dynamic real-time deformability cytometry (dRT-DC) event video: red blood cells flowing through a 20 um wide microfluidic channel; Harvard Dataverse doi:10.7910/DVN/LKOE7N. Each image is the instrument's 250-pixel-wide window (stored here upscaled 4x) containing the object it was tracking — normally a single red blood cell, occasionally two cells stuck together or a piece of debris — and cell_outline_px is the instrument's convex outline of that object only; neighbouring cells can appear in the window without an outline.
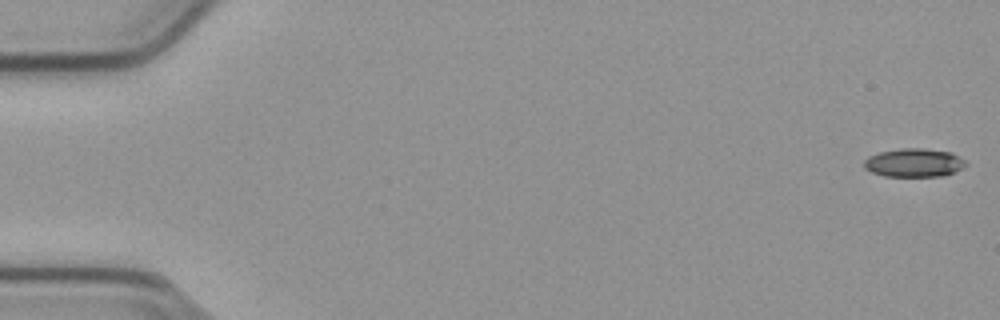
{"species": "common noctule bat (a hibernating species)", "species_latin": "Nyctalus noctula", "temperature_condition": "cold", "stored_images_in_passage": 55, "camera_frame_rate_fps": 3000, "um_per_image_px": 0.085, "animal": {"sex": "male", "body_mass_g": 23.1, "forearm_length_mm": 52.7}, "frame": {"image": 1, "passage_image": 1, "time_ms": 0.0, "image_size_px": [1000, 320], "cell_outline_px": [[968, 164], [944, 176], [884, 176], [872, 172], [864, 168], [864, 160], [868, 156], [880, 152], [900, 148], [920, 148], [952, 152], [964, 160]], "centroid_in_image_um": [77.66, 13.83], "position_along_channel_um": 7.3, "area_um2": 16.82}}
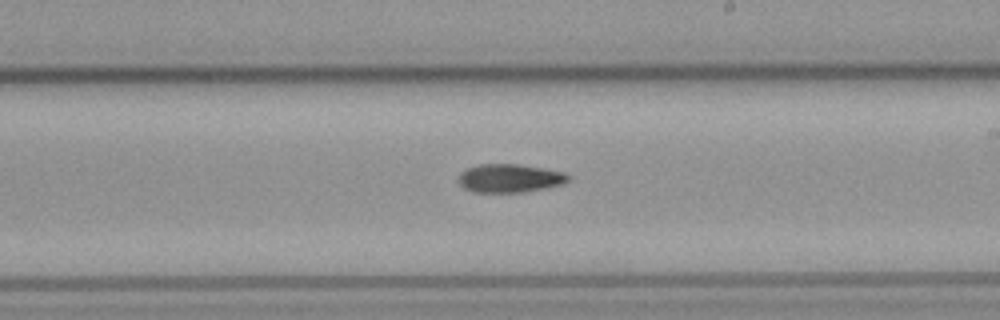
{"frame": {"image": 2, "passage_image": 32, "time_ms": 10.333, "image_size_px": [1000, 320], "cell_outline_px": [[568, 180], [560, 184], [544, 188], [524, 192], [472, 192], [464, 188], [460, 184], [460, 172], [468, 168], [480, 164], [516, 164], [564, 172], [568, 176]], "centroid_in_image_um": [43.28, 15.15], "position_along_channel_um": 245.7, "area_um2": 17.8}}
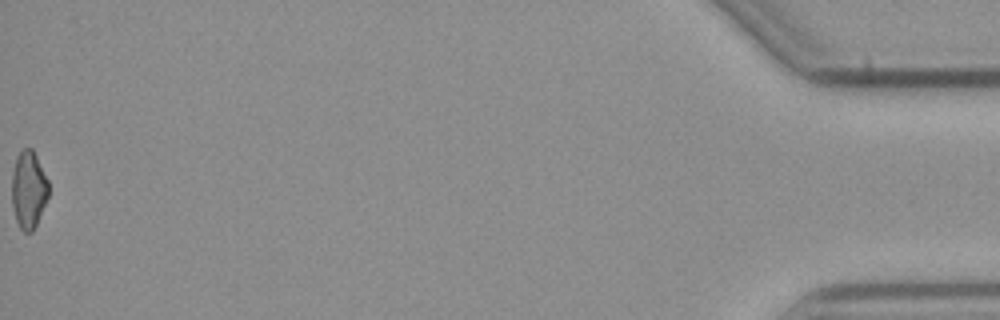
{"frame": {"image": 3, "passage_image": 55, "time_ms": 18.0, "image_size_px": [1000, 320], "cell_outline_px": [[48, 196], [36, 224], [32, 232], [24, 232], [20, 228], [16, 220], [12, 204], [12, 172], [16, 156], [24, 148], [32, 148], [48, 180]], "centroid_in_image_um": [2.41, 16.11], "position_along_channel_um": 432.8, "area_um2": 16.42}}